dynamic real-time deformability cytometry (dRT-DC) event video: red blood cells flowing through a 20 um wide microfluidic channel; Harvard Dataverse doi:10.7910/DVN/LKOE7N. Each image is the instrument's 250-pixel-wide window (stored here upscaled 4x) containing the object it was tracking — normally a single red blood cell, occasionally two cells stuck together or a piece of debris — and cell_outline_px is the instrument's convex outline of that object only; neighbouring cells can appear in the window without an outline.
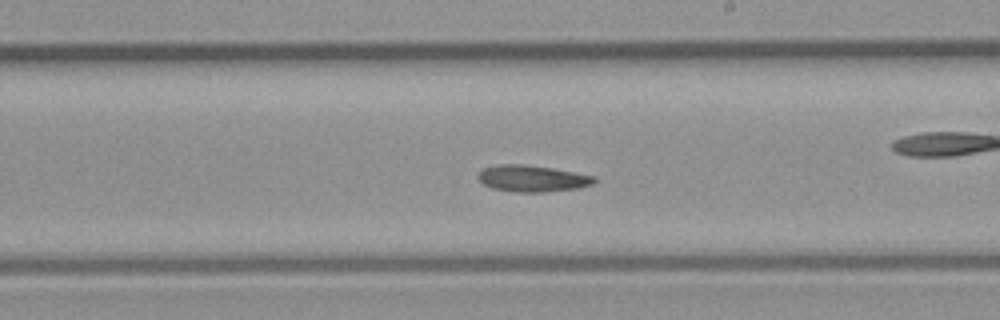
{"species": "common noctule bat (a hibernating species)", "species_latin": "Nyctalus noctula", "temperature_condition": "room temperature", "stored_images_in_passage": 36, "camera_frame_rate_fps": 3000, "um_per_image_px": 0.085, "animal": {"sex": "male", "body_mass_g": 23.1, "forearm_length_mm": 52.7}, "frame": {"image": 1, "passage_image": 21, "time_ms": 6.667, "image_size_px": [1000, 320], "cell_outline_px": [[596, 180], [592, 184], [576, 188], [544, 192], [516, 192], [492, 188], [484, 184], [476, 176], [480, 168], [496, 164], [524, 164], [552, 168], [596, 176]], "centroid_in_image_um": [45.19, 15.16], "position_along_channel_um": 243.8, "area_um2": 18.03}}
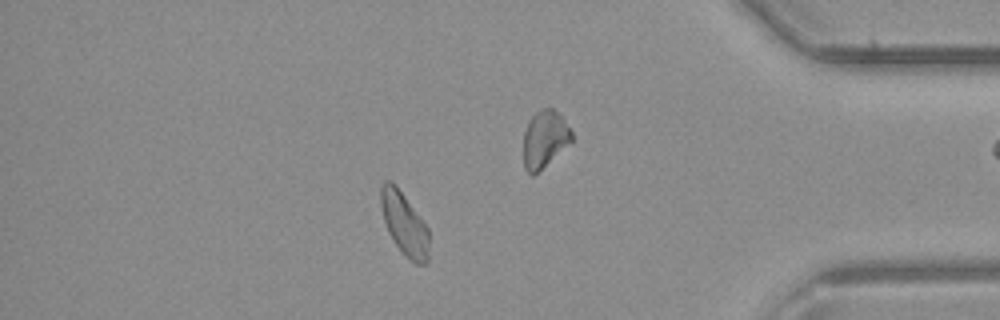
{"frame": {"image": 2, "passage_image": 31, "time_ms": 10.0, "image_size_px": [1000, 320], "cell_outline_px": [[428, 260], [424, 264], [416, 264], [404, 256], [392, 240], [388, 232], [384, 220], [380, 204], [380, 184], [384, 180], [392, 180], [396, 184], [428, 228]], "centroid_in_image_um": [34.33, 19.0], "position_along_channel_um": 400.9, "area_um2": 17.8}}